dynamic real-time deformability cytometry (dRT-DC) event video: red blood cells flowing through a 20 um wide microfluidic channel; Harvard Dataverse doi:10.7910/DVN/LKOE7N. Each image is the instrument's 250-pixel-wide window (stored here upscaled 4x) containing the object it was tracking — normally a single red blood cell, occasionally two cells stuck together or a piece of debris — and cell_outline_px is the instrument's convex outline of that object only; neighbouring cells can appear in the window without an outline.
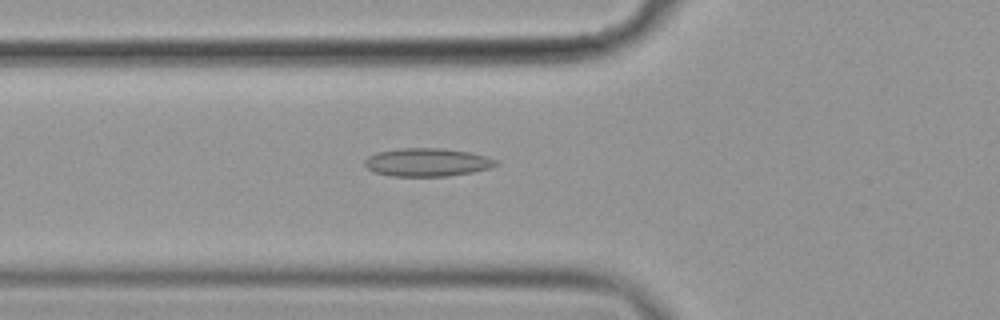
{"species": "common noctule bat (a hibernating species)", "species_latin": "Nyctalus noctula", "temperature_condition": "cold", "stored_images_in_passage": 40, "camera_frame_rate_fps": 3000, "um_per_image_px": 0.085, "animal": {"sex": "female", "body_mass_g": 19.9}, "frame": {"image": 1, "passage_image": 4, "time_ms": 1.0, "image_size_px": [1000, 320], "cell_outline_px": [[500, 164], [492, 168], [472, 172], [448, 176], [392, 176], [376, 172], [368, 168], [364, 164], [364, 160], [368, 156], [376, 152], [400, 148], [440, 148], [468, 152], [484, 156], [496, 160]], "centroid_in_image_um": [36.31, 13.79], "position_along_channel_um": 89.5, "area_um2": 21.5}}
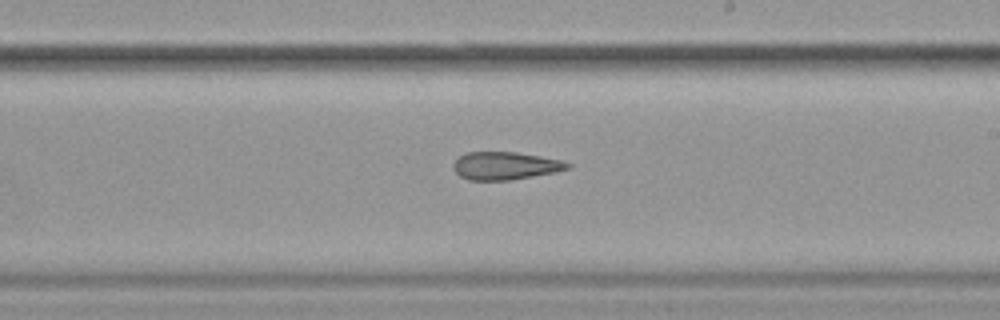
{"frame": {"image": 2, "passage_image": 17, "time_ms": 5.333, "image_size_px": [1000, 320], "cell_outline_px": [[572, 168], [556, 172], [512, 180], [468, 180], [460, 176], [456, 172], [452, 164], [460, 156], [468, 152], [516, 152], [540, 156], [560, 160], [572, 164]], "centroid_in_image_um": [42.98, 14.09], "position_along_channel_um": 246.0, "area_um2": 18.55}}
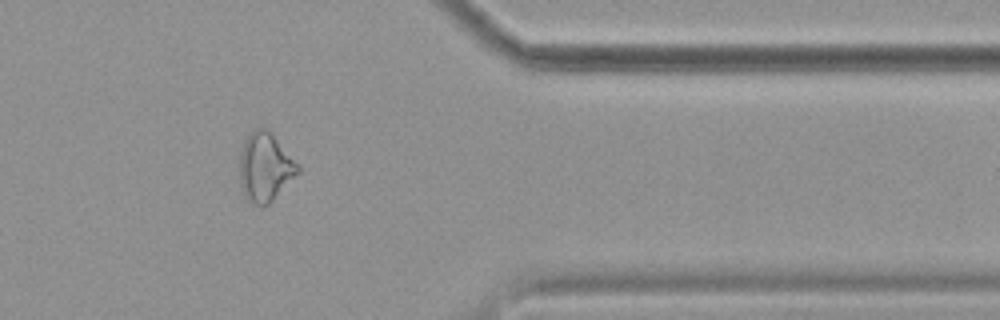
{"frame": {"image": 3, "passage_image": 30, "time_ms": 9.667, "image_size_px": [1000, 320], "cell_outline_px": [[300, 172], [268, 204], [252, 204], [244, 196], [240, 184], [240, 152], [244, 140], [256, 128], [264, 128], [272, 132], [300, 164]], "centroid_in_image_um": [22.56, 14.18], "position_along_channel_um": 388.8, "area_um2": 23.41}}